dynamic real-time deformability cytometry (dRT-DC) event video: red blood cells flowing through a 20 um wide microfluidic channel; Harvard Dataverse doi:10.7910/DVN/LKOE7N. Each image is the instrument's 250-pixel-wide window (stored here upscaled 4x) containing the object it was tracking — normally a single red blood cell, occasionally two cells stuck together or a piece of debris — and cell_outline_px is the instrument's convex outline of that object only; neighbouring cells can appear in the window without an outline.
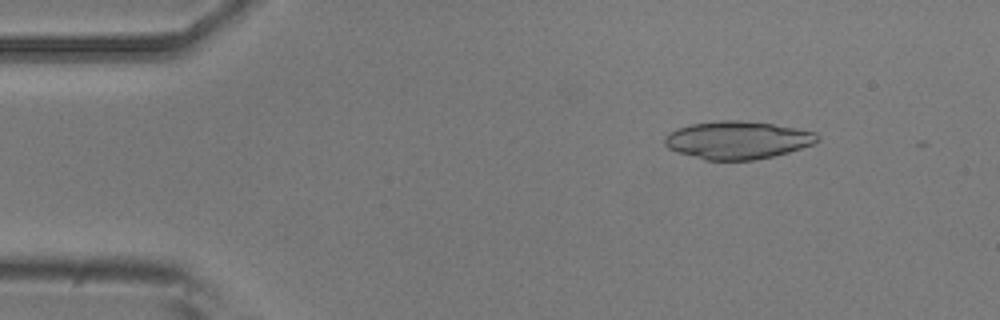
{"species": "common noctule bat (a hibernating species)", "species_latin": "Nyctalus noctula", "temperature_condition": "room temperature", "stored_images_in_passage": 6, "camera_frame_rate_fps": 3000, "um_per_image_px": 0.085, "animal": {"sex": "male", "body_mass_g": 20.5, "forearm_length_mm": 52.5}, "frame": {"image": 1, "passage_image": 5, "time_ms": 1.333, "image_size_px": [1000, 320], "cell_outline_px": [[820, 140], [812, 144], [788, 152], [756, 160], [704, 160], [676, 152], [668, 148], [664, 144], [664, 136], [668, 132], [676, 128], [692, 124], [720, 120], [740, 120], [772, 124], [796, 128], [816, 132], [820, 136]], "centroid_in_image_um": [62.65, 11.91], "position_along_channel_um": 22.3, "area_um2": 33.81}}